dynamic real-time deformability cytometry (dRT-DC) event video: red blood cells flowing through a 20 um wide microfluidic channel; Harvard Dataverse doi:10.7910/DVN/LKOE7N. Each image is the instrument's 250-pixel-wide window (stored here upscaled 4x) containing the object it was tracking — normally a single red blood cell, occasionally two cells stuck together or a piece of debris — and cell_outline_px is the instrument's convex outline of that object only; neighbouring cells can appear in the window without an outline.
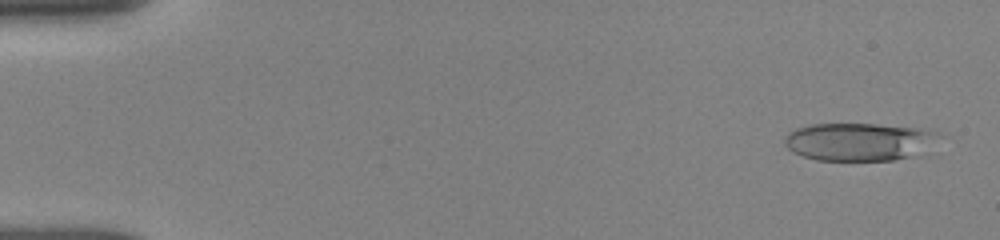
{"species": "human", "species_latin": "Homo sapiens", "temperature_condition": "room temperature", "stored_images_in_passage": 32, "camera_frame_rate_fps": 3000, "um_per_image_px": 0.085, "donor": {"sex": "female"}, "frame": {"image": 1, "passage_image": 1, "time_ms": 0.0, "image_size_px": [1000, 240], "cell_outline_px": [[936, 132], [908, 156], [892, 160], [816, 160], [792, 152], [784, 144], [784, 136], [788, 132], [796, 128], [812, 124], [876, 124], [920, 128]], "centroid_in_image_um": [72.71, 12.03], "position_along_channel_um": 12.3, "area_um2": 32.48}}
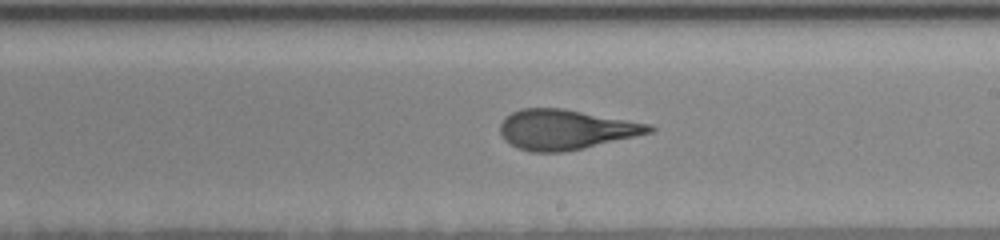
{"frame": {"image": 2, "passage_image": 18, "time_ms": 9.333, "image_size_px": [1000, 240], "cell_outline_px": [[656, 128], [652, 132], [584, 148], [564, 152], [532, 152], [516, 148], [504, 140], [500, 132], [500, 124], [504, 116], [512, 112], [524, 108], [560, 108], [652, 124]], "centroid_in_image_um": [48.05, 11.01], "position_along_channel_um": 241.0, "area_um2": 34.68}}
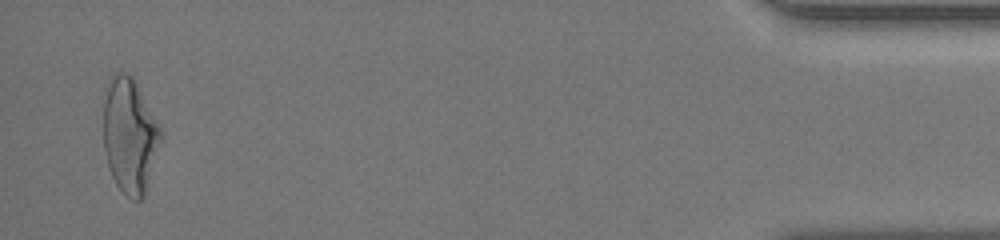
{"frame": {"image": 3, "passage_image": 32, "time_ms": 16.0, "image_size_px": [1000, 240], "cell_outline_px": [[160, 140], [144, 192], [140, 200], [132, 200], [116, 184], [112, 176], [108, 164], [104, 148], [104, 100], [112, 76], [116, 72], [124, 72], [132, 76], [160, 128]], "centroid_in_image_um": [10.99, 11.51], "position_along_channel_um": 424.2, "area_um2": 36.93}, "authors_computed_cell_mechanics": {"area_um2": 34.7667, "velocity_mm_per_s": 3.8751, "shape_relaxation_time_tau1_ms": 5.5388, "shape_relaxation_time_tau2_ms": 1.1486, "deformation_change_tau1": 0.1981, "deformation_change_tau2": 0.0879}}